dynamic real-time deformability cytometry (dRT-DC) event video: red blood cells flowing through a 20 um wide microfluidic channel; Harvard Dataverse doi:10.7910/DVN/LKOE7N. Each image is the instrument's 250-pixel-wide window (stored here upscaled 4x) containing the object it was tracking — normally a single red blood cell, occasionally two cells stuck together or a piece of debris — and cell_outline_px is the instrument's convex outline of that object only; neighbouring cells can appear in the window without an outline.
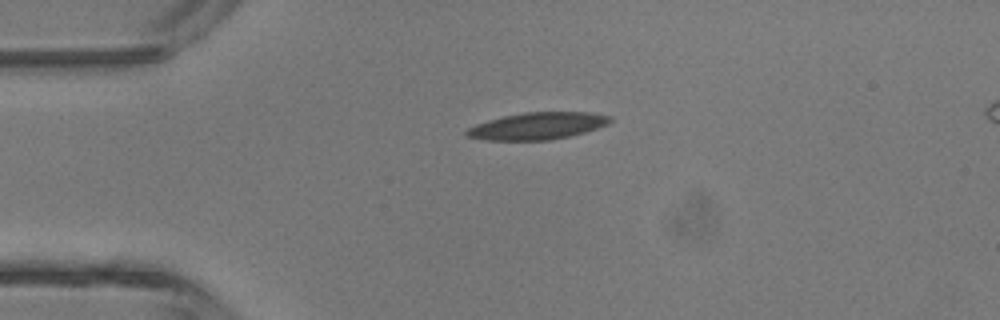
{"species": "common noctule bat (a hibernating species)", "species_latin": "Nyctalus noctula", "temperature_condition": "room temperature", "stored_images_in_passage": 3, "camera_frame_rate_fps": 3000, "um_per_image_px": 0.085, "animal": {"sex": "male", "body_mass_g": 13.3}, "frame": {"image": 1, "passage_image": 1, "time_ms": 0.0, "image_size_px": [1000, 320], "cell_outline_px": [[612, 120], [608, 124], [584, 132], [568, 136], [548, 140], [488, 140], [468, 136], [464, 132], [468, 128], [476, 124], [504, 116], [524, 112], [588, 112], [612, 116]], "centroid_in_image_um": [45.71, 10.7], "position_along_channel_um": 39.3, "area_um2": 22.31}}